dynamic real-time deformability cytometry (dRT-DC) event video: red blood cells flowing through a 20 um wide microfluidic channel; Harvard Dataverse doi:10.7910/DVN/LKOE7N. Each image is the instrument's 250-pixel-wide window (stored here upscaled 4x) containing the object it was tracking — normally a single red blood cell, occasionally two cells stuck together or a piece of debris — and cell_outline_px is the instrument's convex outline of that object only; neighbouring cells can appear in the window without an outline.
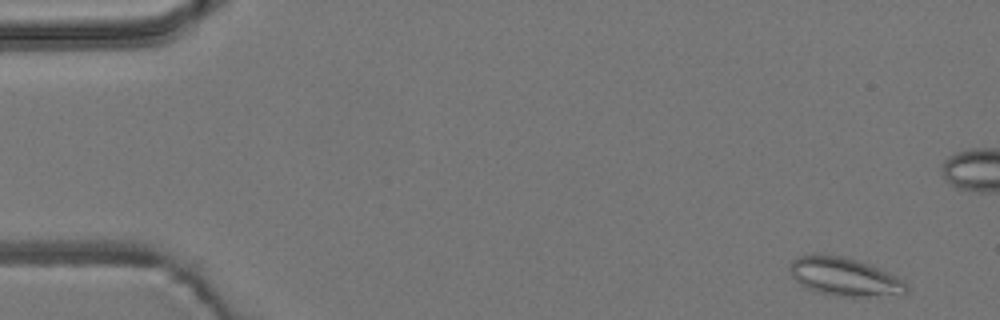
{"species": "common noctule bat (a hibernating species)", "species_latin": "Nyctalus noctula", "temperature_condition": "room temperature", "stored_images_in_passage": 54, "camera_frame_rate_fps": 3000, "um_per_image_px": 0.085, "animal": {"sex": "male", "body_mass_g": 19.2, "forearm_length_mm": 51.8}, "frame": {"image": 1, "passage_image": 2, "time_ms": 0.333, "image_size_px": [1000, 320], "cell_outline_px": [[908, 292], [868, 296], [836, 296], [820, 292], [808, 288], [800, 284], [792, 276], [788, 268], [792, 260], [800, 256], [816, 252], [840, 256], [856, 260], [896, 276], [904, 280], [908, 284]], "centroid_in_image_um": [71.72, 23.5], "position_along_channel_um": 13.3, "area_um2": 25.66}}
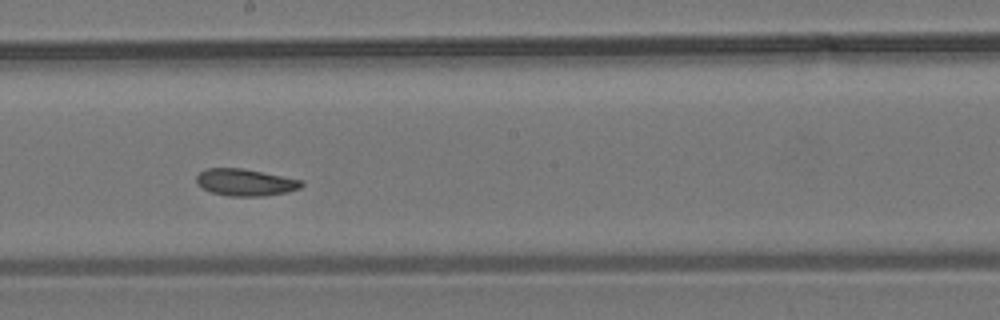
{"frame": {"image": 2, "passage_image": 29, "time_ms": 9.333, "image_size_px": [1000, 320], "cell_outline_px": [[304, 184], [300, 188], [288, 192], [264, 196], [228, 196], [212, 192], [200, 188], [196, 184], [196, 176], [200, 172], [208, 168], [240, 168], [304, 180]], "centroid_in_image_um": [20.85, 15.51], "position_along_channel_um": 227.4, "area_um2": 16.59}}
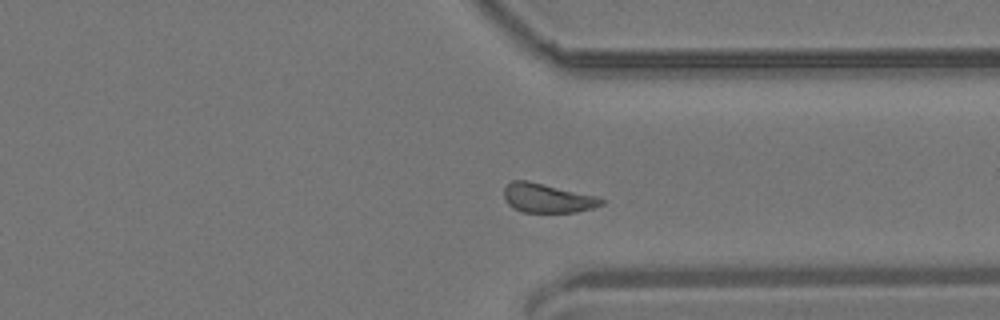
{"frame": {"image": 3, "passage_image": 40, "time_ms": 13.0, "image_size_px": [1000, 320], "cell_outline_px": [[604, 204], [592, 208], [576, 212], [524, 212], [512, 208], [504, 200], [504, 188], [512, 180], [528, 180], [596, 196], [604, 200]], "centroid_in_image_um": [46.5, 16.84], "position_along_channel_um": 364.9, "area_um2": 16.53}, "authors_computed_cell_mechanics": {"area_um2": 17.1666, "velocity_mm_per_s": 3.7594, "shape_relaxation_time_tau1_ms": null, "shape_relaxation_time_tau2_ms": 5.0986, "deformation_change_tau1": null, "deformation_change_tau2": 0.1017}}